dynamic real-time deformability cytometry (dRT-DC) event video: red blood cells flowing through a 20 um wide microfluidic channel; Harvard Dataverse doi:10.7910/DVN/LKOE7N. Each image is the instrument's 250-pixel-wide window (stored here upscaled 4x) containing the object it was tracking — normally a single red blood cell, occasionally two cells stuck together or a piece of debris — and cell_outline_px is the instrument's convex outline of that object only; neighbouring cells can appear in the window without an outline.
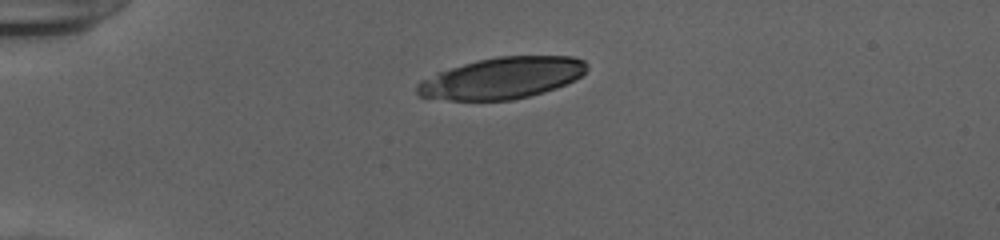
{"species": "human", "species_latin": "Homo sapiens", "temperature_condition": "cold", "stored_images_in_passage": 40, "camera_frame_rate_fps": 3000, "um_per_image_px": 0.085, "donor": {"sex": "female"}, "frame": {"image": 1, "passage_image": 1, "time_ms": 0.0, "image_size_px": [1000, 240], "cell_outline_px": [[588, 68], [580, 76], [556, 88], [544, 92], [512, 100], [448, 100], [420, 96], [416, 92], [416, 84], [420, 80], [436, 72], [464, 64], [496, 56], [572, 56], [584, 60], [588, 64]], "centroid_in_image_um": [42.65, 6.63], "position_along_channel_um": 42.3, "area_um2": 40.81}}
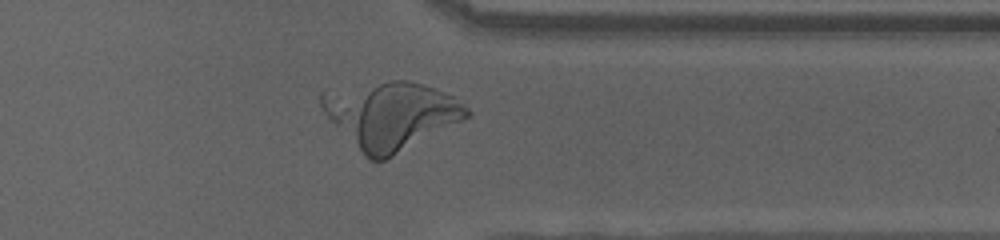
{"frame": {"image": 2, "passage_image": 30, "time_ms": 9.667, "image_size_px": [1000, 240], "cell_outline_px": [[472, 116], [384, 160], [368, 160], [328, 120], [320, 104], [320, 92], [324, 88], [388, 80], [408, 80], [444, 92], [452, 96], [468, 108], [472, 112]], "centroid_in_image_um": [33.14, 9.76], "position_along_channel_um": 378.3, "area_um2": 57.4}}